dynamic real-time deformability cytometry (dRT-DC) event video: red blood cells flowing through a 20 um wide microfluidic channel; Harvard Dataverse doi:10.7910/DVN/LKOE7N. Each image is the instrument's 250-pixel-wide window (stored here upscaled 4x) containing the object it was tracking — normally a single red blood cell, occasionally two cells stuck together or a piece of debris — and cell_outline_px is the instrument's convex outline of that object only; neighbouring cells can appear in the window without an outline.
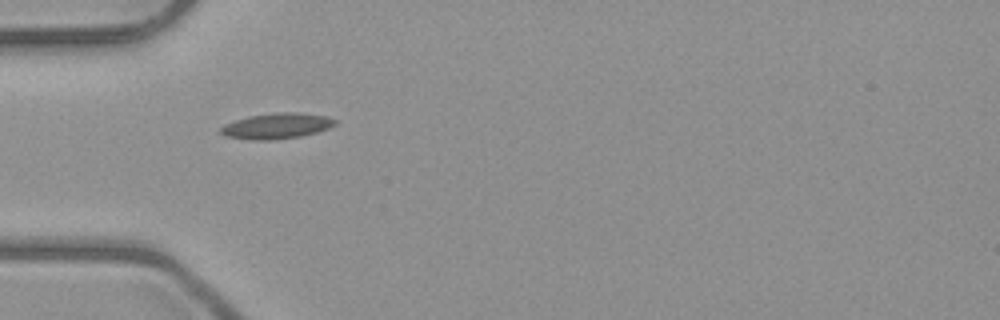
{"species": "common noctule bat (a hibernating species)", "species_latin": "Nyctalus noctula", "temperature_condition": "room temperature", "stored_images_in_passage": 5, "camera_frame_rate_fps": 3000, "um_per_image_px": 0.085, "animal": {"sex": "male", "body_mass_g": 23.1, "forearm_length_mm": 52.7}, "frame": {"image": 1, "passage_image": 4, "time_ms": 3.667, "image_size_px": [1000, 320], "cell_outline_px": [[336, 124], [328, 128], [316, 132], [300, 136], [272, 140], [252, 140], [224, 136], [220, 132], [220, 128], [224, 124], [248, 116], [280, 112], [296, 112], [324, 116], [336, 120]], "centroid_in_image_um": [23.48, 10.71], "position_along_channel_um": 61.5, "area_um2": 16.94}}
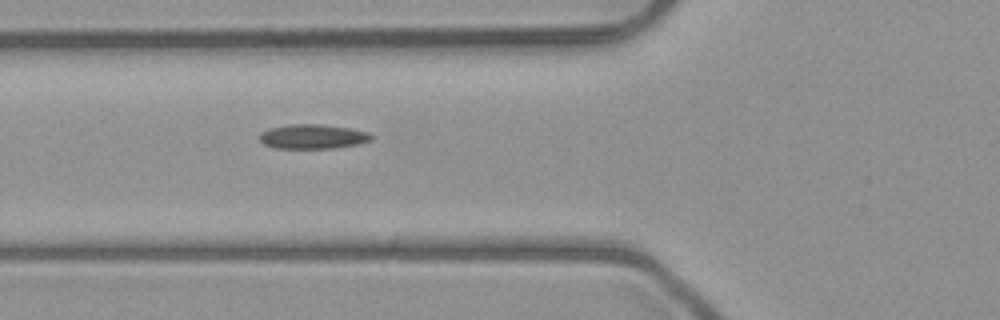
{"frame": {"image": 2, "passage_image": 5, "time_ms": 4.667, "image_size_px": [1000, 320], "cell_outline_px": [[372, 140], [356, 144], [332, 148], [276, 148], [264, 144], [260, 140], [260, 132], [268, 128], [288, 124], [320, 124], [348, 128], [368, 132], [372, 136]], "centroid_in_image_um": [26.54, 11.6], "position_along_channel_um": 99.3, "area_um2": 15.84}}